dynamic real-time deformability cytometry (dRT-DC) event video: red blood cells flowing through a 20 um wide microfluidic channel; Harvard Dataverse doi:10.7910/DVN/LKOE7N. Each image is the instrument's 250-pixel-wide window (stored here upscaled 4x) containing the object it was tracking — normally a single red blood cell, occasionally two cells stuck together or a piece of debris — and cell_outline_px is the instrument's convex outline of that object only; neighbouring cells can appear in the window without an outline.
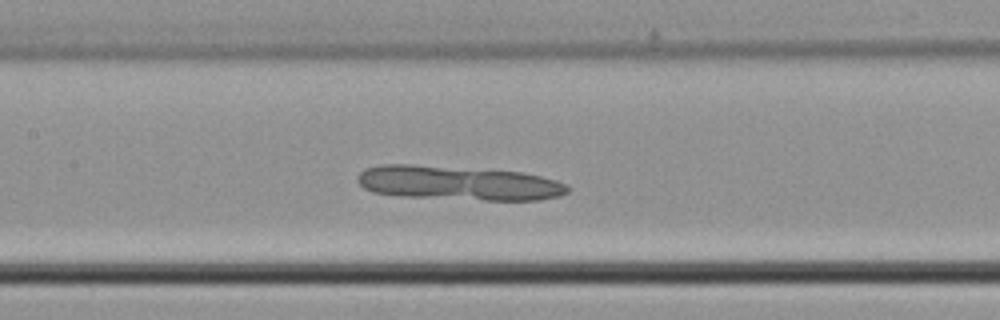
{"species": "common noctule bat (a hibernating species)", "species_latin": "Nyctalus noctula", "temperature_condition": "cold", "stored_images_in_passage": 43, "camera_frame_rate_fps": 3000, "um_per_image_px": 0.085, "animal": {"sex": "male", "body_mass_g": 21.5, "forearm_length_mm": 52.0}, "frame": {"image": 1, "passage_image": 19, "time_ms": 6.0, "image_size_px": [1000, 320], "cell_outline_px": [[572, 188], [568, 192], [560, 196], [540, 200], [484, 200], [400, 196], [372, 192], [364, 188], [356, 180], [356, 176], [364, 168], [384, 164], [412, 164], [520, 172], [540, 176], [556, 180]], "centroid_in_image_um": [38.93, 15.56], "position_along_channel_um": 168.5, "area_um2": 42.08}}